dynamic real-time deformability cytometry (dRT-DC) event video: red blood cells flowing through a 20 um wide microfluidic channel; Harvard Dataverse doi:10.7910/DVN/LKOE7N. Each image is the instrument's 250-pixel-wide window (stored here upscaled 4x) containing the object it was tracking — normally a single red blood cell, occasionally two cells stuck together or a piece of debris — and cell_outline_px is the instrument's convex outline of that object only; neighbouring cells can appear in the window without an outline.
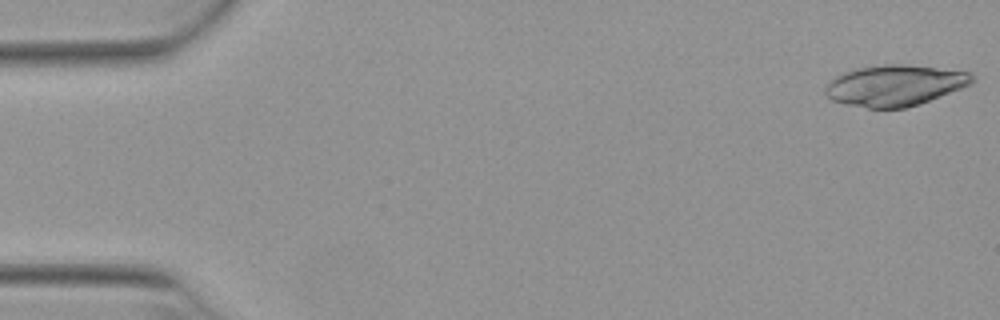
{"species": "Egyptian fruit bat (a non-hibernating species)", "species_latin": "Rousettus aegyptiacus", "temperature_condition": "warm", "stored_images_in_passage": 40, "camera_frame_rate_fps": 3000, "um_per_image_px": 0.085, "animal": {"sex": "female"}, "frame": {"image": 1, "passage_image": 1, "time_ms": 0.0, "image_size_px": [1000, 320], "cell_outline_px": [[976, 80], [972, 84], [920, 104], [904, 108], [868, 108], [848, 104], [832, 100], [824, 92], [824, 88], [836, 76], [844, 72], [856, 68], [884, 64], [908, 64], [972, 72], [976, 76]], "centroid_in_image_um": [76.12, 7.25], "position_along_channel_um": 8.9, "area_um2": 35.2}}